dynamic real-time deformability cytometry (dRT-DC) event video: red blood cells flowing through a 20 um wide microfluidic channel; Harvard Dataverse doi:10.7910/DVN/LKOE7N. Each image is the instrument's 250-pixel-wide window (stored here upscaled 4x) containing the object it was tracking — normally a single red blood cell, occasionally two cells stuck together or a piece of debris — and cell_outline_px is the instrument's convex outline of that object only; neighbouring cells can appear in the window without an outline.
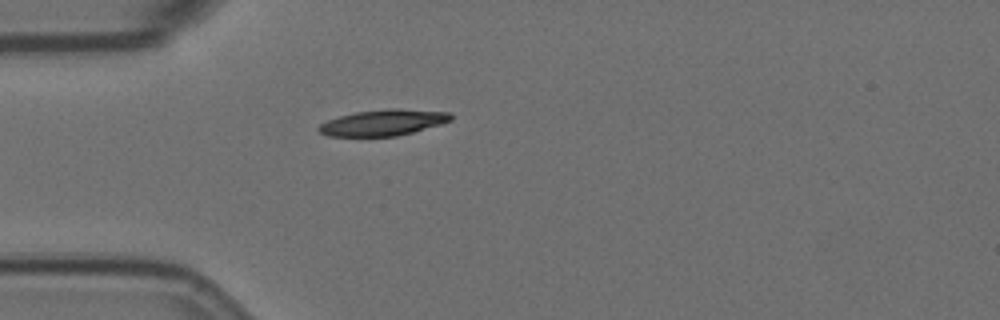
{"species": "Egyptian fruit bat (a non-hibernating species)", "species_latin": "Rousettus aegyptiacus", "temperature_condition": "room temperature", "stored_images_in_passage": 33, "camera_frame_rate_fps": 3000, "um_per_image_px": 0.085, "animal": {"sex": "female"}, "frame": {"image": 1, "passage_image": 1, "time_ms": 0.0, "image_size_px": [1000, 320], "cell_outline_px": [[452, 120], [440, 124], [412, 132], [396, 136], [328, 136], [320, 132], [316, 128], [320, 124], [328, 120], [340, 116], [356, 112], [388, 108], [396, 108], [448, 112], [452, 116]], "centroid_in_image_um": [32.55, 10.41], "position_along_channel_um": 52.4, "area_um2": 19.88}}
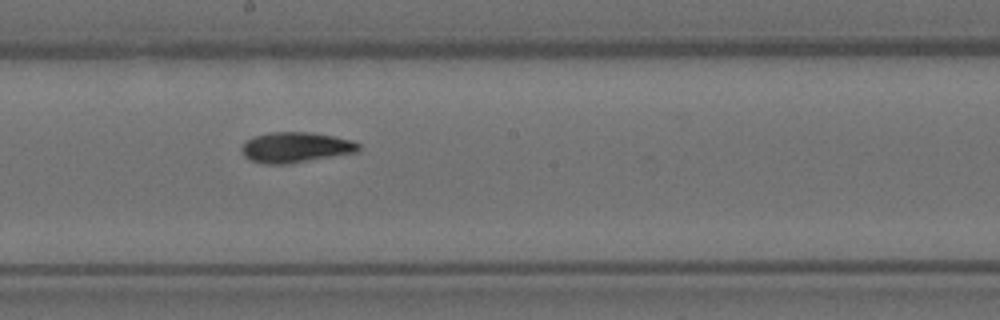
{"frame": {"image": 2, "passage_image": 16, "time_ms": 5.0, "image_size_px": [1000, 320], "cell_outline_px": [[360, 148], [356, 152], [288, 164], [264, 164], [248, 160], [244, 156], [240, 148], [252, 136], [272, 132], [308, 132], [332, 136], [352, 140], [360, 144]], "centroid_in_image_um": [25.09, 12.53], "position_along_channel_um": 223.1, "area_um2": 20.69}}
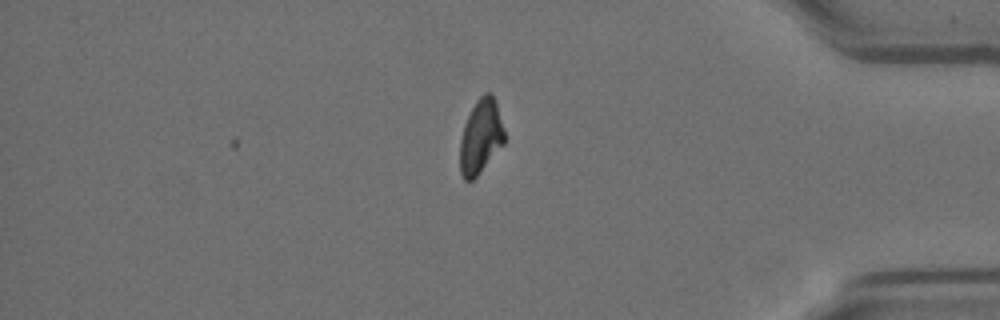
{"frame": {"image": 3, "passage_image": 33, "time_ms": 10.667, "image_size_px": [1000, 320], "cell_outline_px": [[508, 136], [504, 144], [476, 176], [472, 180], [464, 180], [460, 172], [460, 140], [464, 124], [476, 100], [484, 92], [492, 92]], "centroid_in_image_um": [40.9, 11.58], "position_along_channel_um": 394.3, "area_um2": 19.48}, "authors_computed_cell_mechanics": {"area_um2": 20.0566, "velocity_mm_per_s": 3.5576, "shape_relaxation_time_tau1_ms": 6.4703, "shape_relaxation_time_tau2_ms": 2.2504, "deformation_change_tau1": 0.1819, "deformation_change_tau2": 0.0672}}